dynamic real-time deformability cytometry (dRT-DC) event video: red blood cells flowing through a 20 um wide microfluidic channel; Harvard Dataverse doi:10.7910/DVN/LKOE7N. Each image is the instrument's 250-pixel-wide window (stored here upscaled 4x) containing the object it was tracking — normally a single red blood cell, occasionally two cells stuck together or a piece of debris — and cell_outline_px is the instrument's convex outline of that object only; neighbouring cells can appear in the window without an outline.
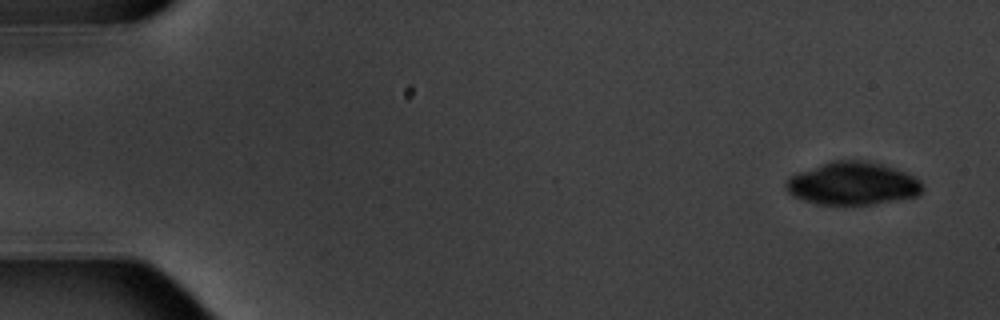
{"species": "common noctule bat (a hibernating species)", "species_latin": "Nyctalus noctula", "temperature_condition": "warm", "stored_images_in_passage": 4, "camera_frame_rate_fps": 3000, "um_per_image_px": 0.085, "animal": {"sex": "male", "body_mass_g": 20.1, "forearm_length_mm": 53.5}, "frame": {"image": 1, "passage_image": 1, "time_ms": 0.0, "image_size_px": [1000, 320], "cell_outline_px": [[924, 188], [920, 196], [872, 204], [816, 204], [792, 196], [784, 188], [784, 180], [788, 176], [796, 172], [832, 160], [852, 160], [880, 164], [916, 176], [924, 184]], "centroid_in_image_um": [72.44, 15.61], "position_along_channel_um": 12.6, "area_um2": 34.33}}